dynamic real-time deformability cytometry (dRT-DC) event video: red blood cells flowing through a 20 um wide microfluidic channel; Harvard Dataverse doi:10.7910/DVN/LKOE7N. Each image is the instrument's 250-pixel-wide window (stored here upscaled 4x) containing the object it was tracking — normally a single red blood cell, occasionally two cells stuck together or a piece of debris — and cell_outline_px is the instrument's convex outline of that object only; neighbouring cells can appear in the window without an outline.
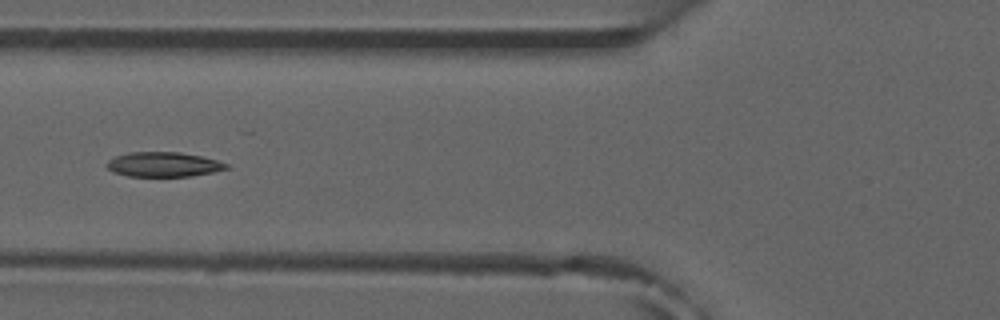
{"species": "common noctule bat (a hibernating species)", "species_latin": "Nyctalus noctula", "temperature_condition": "room temperature", "stored_images_in_passage": 5, "camera_frame_rate_fps": 3000, "um_per_image_px": 0.085, "animal": {"sex": "male", "forearm_length_mm": 52.5}, "frame": {"image": 1, "passage_image": 5, "time_ms": 4.667, "image_size_px": [1000, 320], "cell_outline_px": [[228, 168], [212, 172], [192, 176], [128, 176], [112, 172], [108, 168], [108, 160], [116, 156], [128, 152], [180, 152], [200, 156], [216, 160], [228, 164]], "centroid_in_image_um": [13.88, 13.97], "position_along_channel_um": 111.9, "area_um2": 17.05}}